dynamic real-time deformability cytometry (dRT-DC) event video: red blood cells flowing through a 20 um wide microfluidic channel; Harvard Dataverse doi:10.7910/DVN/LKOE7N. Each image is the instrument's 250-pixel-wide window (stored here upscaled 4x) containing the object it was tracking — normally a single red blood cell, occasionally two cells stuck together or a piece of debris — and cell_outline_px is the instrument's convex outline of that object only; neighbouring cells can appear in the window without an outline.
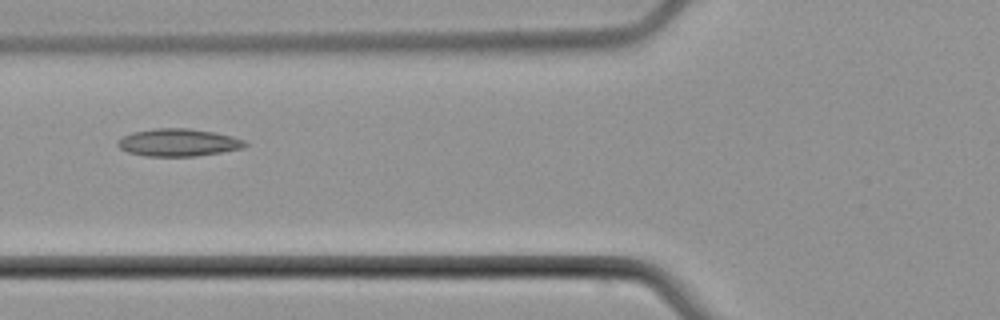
{"species": "common noctule bat (a hibernating species)", "species_latin": "Nyctalus noctula", "temperature_condition": "cold", "stored_images_in_passage": 5, "camera_frame_rate_fps": 3000, "um_per_image_px": 0.085, "animal": {"sex": "male", "body_mass_g": 21.5, "forearm_length_mm": 52.0}, "frame": {"image": 1, "passage_image": 5, "time_ms": 5.667, "image_size_px": [1000, 320], "cell_outline_px": [[248, 144], [244, 148], [196, 156], [144, 156], [128, 152], [120, 148], [116, 144], [116, 140], [132, 132], [152, 128], [188, 128], [216, 132], [232, 136], [244, 140]], "centroid_in_image_um": [15.14, 12.1], "position_along_channel_um": 110.7, "area_um2": 20.58}}